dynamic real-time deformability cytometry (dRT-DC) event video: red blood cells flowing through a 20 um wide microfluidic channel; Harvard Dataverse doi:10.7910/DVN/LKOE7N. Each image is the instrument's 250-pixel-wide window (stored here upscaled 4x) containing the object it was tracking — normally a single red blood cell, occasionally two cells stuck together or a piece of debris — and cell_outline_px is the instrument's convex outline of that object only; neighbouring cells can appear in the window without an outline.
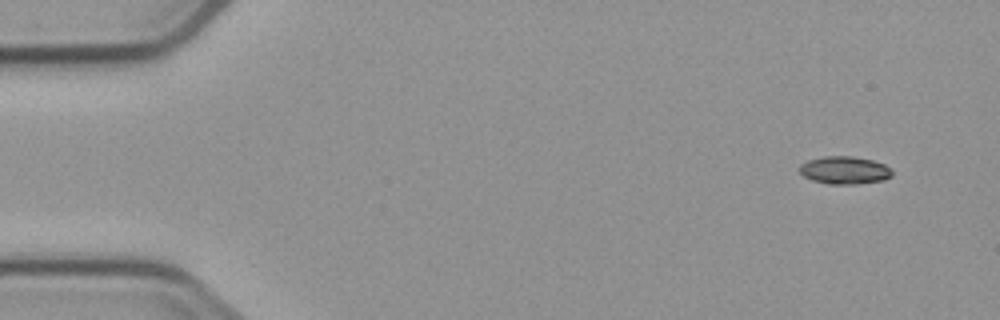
{"species": "common noctule bat (a hibernating species)", "species_latin": "Nyctalus noctula", "temperature_condition": "cold", "stored_images_in_passage": 10, "camera_frame_rate_fps": 3000, "um_per_image_px": 0.085, "animal": {"sex": "male", "body_mass_g": 23.1, "forearm_length_mm": 52.7}, "frame": {"image": 1, "passage_image": 1, "time_ms": 0.0, "image_size_px": [1000, 320], "cell_outline_px": [[892, 176], [884, 180], [856, 184], [828, 184], [812, 180], [804, 176], [800, 172], [800, 164], [808, 160], [824, 156], [852, 156], [872, 160], [884, 164], [892, 172]], "centroid_in_image_um": [71.78, 14.47], "position_along_channel_um": 13.2, "area_um2": 14.91}}
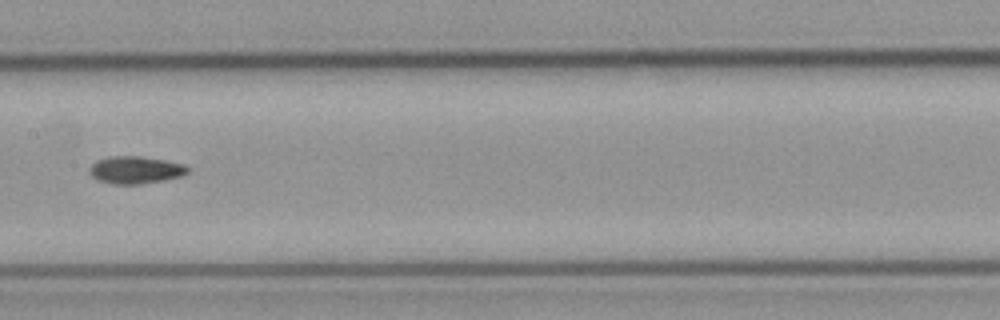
{"frame": {"image": 2, "passage_image": 7, "time_ms": 8.0, "image_size_px": [1000, 320], "cell_outline_px": [[188, 172], [180, 176], [164, 180], [140, 184], [112, 184], [96, 180], [88, 172], [88, 168], [96, 160], [108, 156], [140, 156], [164, 160], [184, 164], [188, 168]], "centroid_in_image_um": [11.45, 14.44], "position_along_channel_um": 195.9, "area_um2": 15.78}}
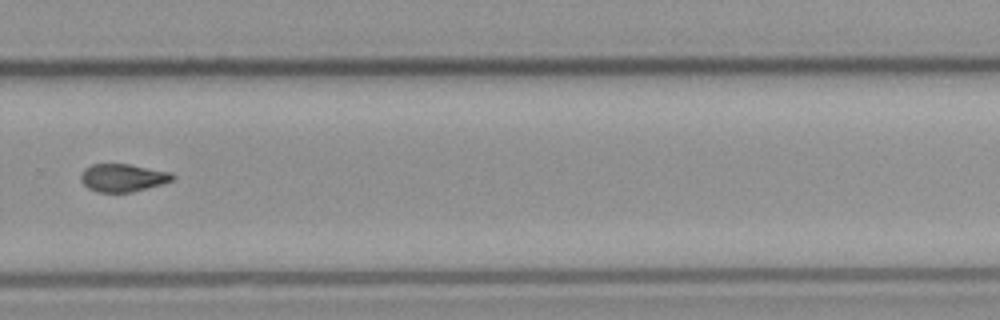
{"frame": {"image": 3, "passage_image": 10, "time_ms": 11.333, "image_size_px": [1000, 320], "cell_outline_px": [[176, 176], [172, 180], [160, 184], [132, 192], [96, 192], [88, 188], [80, 180], [80, 176], [84, 168], [92, 164], [128, 164], [172, 172]], "centroid_in_image_um": [10.42, 15.1], "position_along_channel_um": 319.4, "area_um2": 14.85}}